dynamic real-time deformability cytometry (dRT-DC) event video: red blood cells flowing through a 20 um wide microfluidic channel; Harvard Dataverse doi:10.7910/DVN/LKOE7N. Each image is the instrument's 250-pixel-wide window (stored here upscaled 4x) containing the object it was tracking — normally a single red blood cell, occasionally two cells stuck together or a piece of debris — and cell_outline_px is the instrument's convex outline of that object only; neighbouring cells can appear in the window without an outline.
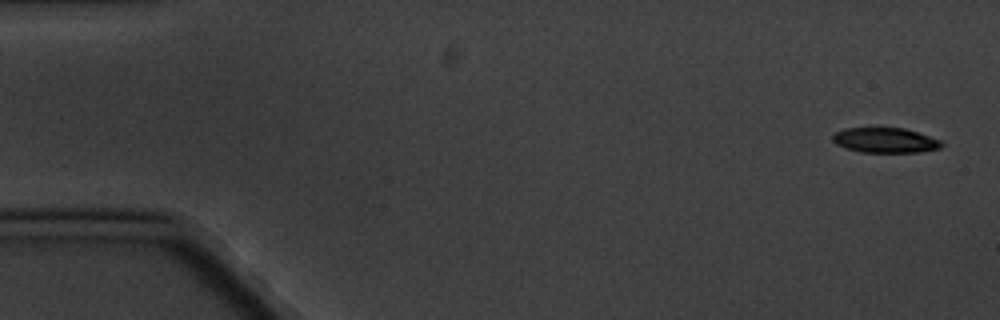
{"species": "common noctule bat (a hibernating species)", "species_latin": "Nyctalus noctula", "temperature_condition": "cold", "stored_images_in_passage": 6, "camera_frame_rate_fps": 3000, "um_per_image_px": 0.085, "animal": {"sex": "male", "body_mass_g": 20.1, "forearm_length_mm": 53.5}, "frame": {"image": 1, "passage_image": 1, "time_ms": 0.0, "image_size_px": [1000, 320], "cell_outline_px": [[944, 144], [940, 148], [920, 152], [860, 152], [844, 148], [836, 144], [832, 140], [832, 136], [836, 132], [844, 128], [904, 128], [940, 140]], "centroid_in_image_um": [75.21, 11.93], "position_along_channel_um": 9.8, "area_um2": 15.84}}
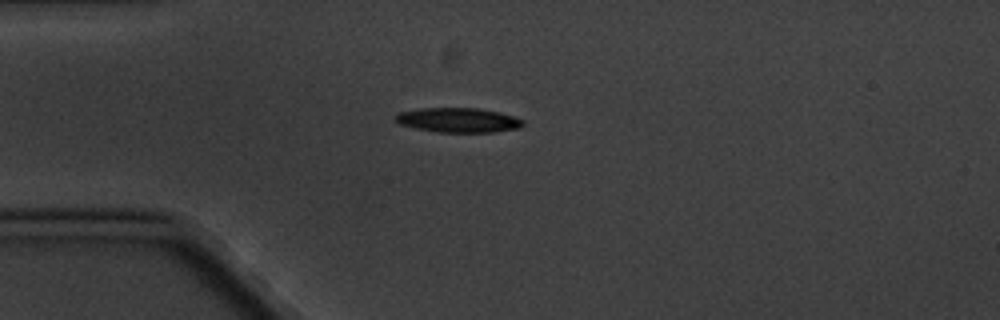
{"frame": {"image": 2, "passage_image": 4, "time_ms": 4.333, "image_size_px": [1000, 320], "cell_outline_px": [[524, 124], [520, 128], [492, 132], [436, 132], [416, 128], [400, 124], [396, 120], [396, 112], [420, 108], [480, 108], [500, 112], [524, 120]], "centroid_in_image_um": [38.96, 10.2], "position_along_channel_um": 46.0, "area_um2": 18.32}}